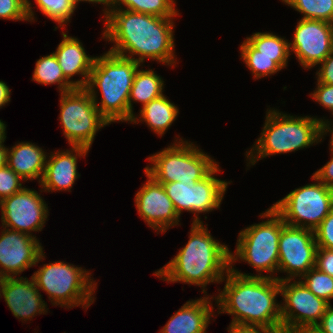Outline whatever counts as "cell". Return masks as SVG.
I'll use <instances>...</instances> for the list:
<instances>
[{
    "instance_id": "cell-10",
    "label": "cell",
    "mask_w": 333,
    "mask_h": 333,
    "mask_svg": "<svg viewBox=\"0 0 333 333\" xmlns=\"http://www.w3.org/2000/svg\"><path fill=\"white\" fill-rule=\"evenodd\" d=\"M60 96L59 119L68 144L90 149L97 131L110 123L97 110L85 88H75Z\"/></svg>"
},
{
    "instance_id": "cell-1",
    "label": "cell",
    "mask_w": 333,
    "mask_h": 333,
    "mask_svg": "<svg viewBox=\"0 0 333 333\" xmlns=\"http://www.w3.org/2000/svg\"><path fill=\"white\" fill-rule=\"evenodd\" d=\"M173 19L132 12L125 8L115 9L104 20L106 28L102 38L114 43L109 51L141 65L148 58L173 67L177 63ZM137 55L139 58H134Z\"/></svg>"
},
{
    "instance_id": "cell-25",
    "label": "cell",
    "mask_w": 333,
    "mask_h": 333,
    "mask_svg": "<svg viewBox=\"0 0 333 333\" xmlns=\"http://www.w3.org/2000/svg\"><path fill=\"white\" fill-rule=\"evenodd\" d=\"M241 58L255 79L274 75L287 66L289 57L255 56V49L244 40L240 45Z\"/></svg>"
},
{
    "instance_id": "cell-30",
    "label": "cell",
    "mask_w": 333,
    "mask_h": 333,
    "mask_svg": "<svg viewBox=\"0 0 333 333\" xmlns=\"http://www.w3.org/2000/svg\"><path fill=\"white\" fill-rule=\"evenodd\" d=\"M299 279L316 297L330 304L333 299V277L314 267Z\"/></svg>"
},
{
    "instance_id": "cell-20",
    "label": "cell",
    "mask_w": 333,
    "mask_h": 333,
    "mask_svg": "<svg viewBox=\"0 0 333 333\" xmlns=\"http://www.w3.org/2000/svg\"><path fill=\"white\" fill-rule=\"evenodd\" d=\"M63 39L53 52L58 60L59 66L65 78L73 84L75 88H85L90 72L96 57L86 54L83 44L72 36L62 32ZM74 75H81L82 79L71 81Z\"/></svg>"
},
{
    "instance_id": "cell-15",
    "label": "cell",
    "mask_w": 333,
    "mask_h": 333,
    "mask_svg": "<svg viewBox=\"0 0 333 333\" xmlns=\"http://www.w3.org/2000/svg\"><path fill=\"white\" fill-rule=\"evenodd\" d=\"M289 49L305 69L320 65L333 50V24L321 20L300 19Z\"/></svg>"
},
{
    "instance_id": "cell-19",
    "label": "cell",
    "mask_w": 333,
    "mask_h": 333,
    "mask_svg": "<svg viewBox=\"0 0 333 333\" xmlns=\"http://www.w3.org/2000/svg\"><path fill=\"white\" fill-rule=\"evenodd\" d=\"M88 151L89 149L83 146H71L70 150L51 152L39 183L43 191L71 190L75 180L79 177L77 159L86 156Z\"/></svg>"
},
{
    "instance_id": "cell-13",
    "label": "cell",
    "mask_w": 333,
    "mask_h": 333,
    "mask_svg": "<svg viewBox=\"0 0 333 333\" xmlns=\"http://www.w3.org/2000/svg\"><path fill=\"white\" fill-rule=\"evenodd\" d=\"M278 271L286 272V278L302 277L315 267L317 243L313 230L283 224L279 237Z\"/></svg>"
},
{
    "instance_id": "cell-16",
    "label": "cell",
    "mask_w": 333,
    "mask_h": 333,
    "mask_svg": "<svg viewBox=\"0 0 333 333\" xmlns=\"http://www.w3.org/2000/svg\"><path fill=\"white\" fill-rule=\"evenodd\" d=\"M0 234V276L16 277L44 260L40 241L29 234L2 227ZM44 252V253H43ZM13 274V275H12Z\"/></svg>"
},
{
    "instance_id": "cell-34",
    "label": "cell",
    "mask_w": 333,
    "mask_h": 333,
    "mask_svg": "<svg viewBox=\"0 0 333 333\" xmlns=\"http://www.w3.org/2000/svg\"><path fill=\"white\" fill-rule=\"evenodd\" d=\"M317 247L333 250V209L314 230Z\"/></svg>"
},
{
    "instance_id": "cell-12",
    "label": "cell",
    "mask_w": 333,
    "mask_h": 333,
    "mask_svg": "<svg viewBox=\"0 0 333 333\" xmlns=\"http://www.w3.org/2000/svg\"><path fill=\"white\" fill-rule=\"evenodd\" d=\"M219 168L217 165L206 177L191 187L182 182L162 184L179 216L183 210L189 211L194 213L193 223H202L198 214L211 212L220 207L230 182L215 177V173L221 172Z\"/></svg>"
},
{
    "instance_id": "cell-36",
    "label": "cell",
    "mask_w": 333,
    "mask_h": 333,
    "mask_svg": "<svg viewBox=\"0 0 333 333\" xmlns=\"http://www.w3.org/2000/svg\"><path fill=\"white\" fill-rule=\"evenodd\" d=\"M315 267L333 277V250L317 247Z\"/></svg>"
},
{
    "instance_id": "cell-35",
    "label": "cell",
    "mask_w": 333,
    "mask_h": 333,
    "mask_svg": "<svg viewBox=\"0 0 333 333\" xmlns=\"http://www.w3.org/2000/svg\"><path fill=\"white\" fill-rule=\"evenodd\" d=\"M316 85L314 93L310 94L311 98L333 114V85L325 83H317Z\"/></svg>"
},
{
    "instance_id": "cell-11",
    "label": "cell",
    "mask_w": 333,
    "mask_h": 333,
    "mask_svg": "<svg viewBox=\"0 0 333 333\" xmlns=\"http://www.w3.org/2000/svg\"><path fill=\"white\" fill-rule=\"evenodd\" d=\"M297 280L280 281V296L284 301L281 304L283 333H310L322 319L329 304L316 297L300 279Z\"/></svg>"
},
{
    "instance_id": "cell-39",
    "label": "cell",
    "mask_w": 333,
    "mask_h": 333,
    "mask_svg": "<svg viewBox=\"0 0 333 333\" xmlns=\"http://www.w3.org/2000/svg\"><path fill=\"white\" fill-rule=\"evenodd\" d=\"M310 333H333V307L328 304L320 322Z\"/></svg>"
},
{
    "instance_id": "cell-31",
    "label": "cell",
    "mask_w": 333,
    "mask_h": 333,
    "mask_svg": "<svg viewBox=\"0 0 333 333\" xmlns=\"http://www.w3.org/2000/svg\"><path fill=\"white\" fill-rule=\"evenodd\" d=\"M39 10L52 21L59 24L61 29L70 22L76 7L71 0H35Z\"/></svg>"
},
{
    "instance_id": "cell-3",
    "label": "cell",
    "mask_w": 333,
    "mask_h": 333,
    "mask_svg": "<svg viewBox=\"0 0 333 333\" xmlns=\"http://www.w3.org/2000/svg\"><path fill=\"white\" fill-rule=\"evenodd\" d=\"M204 223H192L189 240L178 254L154 275L163 281L201 286L223 282L230 269V249L215 240Z\"/></svg>"
},
{
    "instance_id": "cell-26",
    "label": "cell",
    "mask_w": 333,
    "mask_h": 333,
    "mask_svg": "<svg viewBox=\"0 0 333 333\" xmlns=\"http://www.w3.org/2000/svg\"><path fill=\"white\" fill-rule=\"evenodd\" d=\"M32 76V81H36L38 84L51 85L57 83L60 93L75 89L73 84L65 78L54 53L37 60Z\"/></svg>"
},
{
    "instance_id": "cell-24",
    "label": "cell",
    "mask_w": 333,
    "mask_h": 333,
    "mask_svg": "<svg viewBox=\"0 0 333 333\" xmlns=\"http://www.w3.org/2000/svg\"><path fill=\"white\" fill-rule=\"evenodd\" d=\"M164 81L162 77L154 72L152 69L144 70L137 69L129 97V122L133 116V101L141 102L142 107L148 104L153 99L163 95Z\"/></svg>"
},
{
    "instance_id": "cell-17",
    "label": "cell",
    "mask_w": 333,
    "mask_h": 333,
    "mask_svg": "<svg viewBox=\"0 0 333 333\" xmlns=\"http://www.w3.org/2000/svg\"><path fill=\"white\" fill-rule=\"evenodd\" d=\"M145 174L148 179L135 195V206L139 216L150 228L164 233L179 224L180 216L163 185Z\"/></svg>"
},
{
    "instance_id": "cell-33",
    "label": "cell",
    "mask_w": 333,
    "mask_h": 333,
    "mask_svg": "<svg viewBox=\"0 0 333 333\" xmlns=\"http://www.w3.org/2000/svg\"><path fill=\"white\" fill-rule=\"evenodd\" d=\"M24 181L7 165L0 168V201L20 192L24 187L20 181Z\"/></svg>"
},
{
    "instance_id": "cell-4",
    "label": "cell",
    "mask_w": 333,
    "mask_h": 333,
    "mask_svg": "<svg viewBox=\"0 0 333 333\" xmlns=\"http://www.w3.org/2000/svg\"><path fill=\"white\" fill-rule=\"evenodd\" d=\"M140 66L135 60L111 51L96 56L85 89L91 95L97 110L110 124L129 121L131 87ZM97 88L101 93V104L97 103Z\"/></svg>"
},
{
    "instance_id": "cell-23",
    "label": "cell",
    "mask_w": 333,
    "mask_h": 333,
    "mask_svg": "<svg viewBox=\"0 0 333 333\" xmlns=\"http://www.w3.org/2000/svg\"><path fill=\"white\" fill-rule=\"evenodd\" d=\"M179 109L163 94L145 104L139 113V118L133 116L131 123L145 122L153 132L162 137L176 120Z\"/></svg>"
},
{
    "instance_id": "cell-45",
    "label": "cell",
    "mask_w": 333,
    "mask_h": 333,
    "mask_svg": "<svg viewBox=\"0 0 333 333\" xmlns=\"http://www.w3.org/2000/svg\"><path fill=\"white\" fill-rule=\"evenodd\" d=\"M5 279H6V277L0 276V297L3 296L1 294H3V291H4Z\"/></svg>"
},
{
    "instance_id": "cell-7",
    "label": "cell",
    "mask_w": 333,
    "mask_h": 333,
    "mask_svg": "<svg viewBox=\"0 0 333 333\" xmlns=\"http://www.w3.org/2000/svg\"><path fill=\"white\" fill-rule=\"evenodd\" d=\"M178 140L149 156L147 160L152 164L145 167L144 172L161 184L182 182L191 187L206 177L218 162L192 142L183 141V138Z\"/></svg>"
},
{
    "instance_id": "cell-43",
    "label": "cell",
    "mask_w": 333,
    "mask_h": 333,
    "mask_svg": "<svg viewBox=\"0 0 333 333\" xmlns=\"http://www.w3.org/2000/svg\"><path fill=\"white\" fill-rule=\"evenodd\" d=\"M7 147L4 146V142L0 143V168L7 165Z\"/></svg>"
},
{
    "instance_id": "cell-46",
    "label": "cell",
    "mask_w": 333,
    "mask_h": 333,
    "mask_svg": "<svg viewBox=\"0 0 333 333\" xmlns=\"http://www.w3.org/2000/svg\"><path fill=\"white\" fill-rule=\"evenodd\" d=\"M331 127H333V126H331ZM330 126H327L326 128H325V132H326V134L328 133V132H330L332 135H331V139L333 140V128H331Z\"/></svg>"
},
{
    "instance_id": "cell-40",
    "label": "cell",
    "mask_w": 333,
    "mask_h": 333,
    "mask_svg": "<svg viewBox=\"0 0 333 333\" xmlns=\"http://www.w3.org/2000/svg\"><path fill=\"white\" fill-rule=\"evenodd\" d=\"M229 333H283L282 330L269 329L263 326H251L231 324L229 325Z\"/></svg>"
},
{
    "instance_id": "cell-32",
    "label": "cell",
    "mask_w": 333,
    "mask_h": 333,
    "mask_svg": "<svg viewBox=\"0 0 333 333\" xmlns=\"http://www.w3.org/2000/svg\"><path fill=\"white\" fill-rule=\"evenodd\" d=\"M30 0H0V18L19 21H34Z\"/></svg>"
},
{
    "instance_id": "cell-21",
    "label": "cell",
    "mask_w": 333,
    "mask_h": 333,
    "mask_svg": "<svg viewBox=\"0 0 333 333\" xmlns=\"http://www.w3.org/2000/svg\"><path fill=\"white\" fill-rule=\"evenodd\" d=\"M202 297L187 301L160 330L159 333H206L210 318L215 316L212 312L211 299Z\"/></svg>"
},
{
    "instance_id": "cell-41",
    "label": "cell",
    "mask_w": 333,
    "mask_h": 333,
    "mask_svg": "<svg viewBox=\"0 0 333 333\" xmlns=\"http://www.w3.org/2000/svg\"><path fill=\"white\" fill-rule=\"evenodd\" d=\"M10 94L11 90L9 89L7 84L0 80V108L10 102Z\"/></svg>"
},
{
    "instance_id": "cell-38",
    "label": "cell",
    "mask_w": 333,
    "mask_h": 333,
    "mask_svg": "<svg viewBox=\"0 0 333 333\" xmlns=\"http://www.w3.org/2000/svg\"><path fill=\"white\" fill-rule=\"evenodd\" d=\"M330 140L331 159L323 167L317 170L313 176L327 187L333 189V140Z\"/></svg>"
},
{
    "instance_id": "cell-8",
    "label": "cell",
    "mask_w": 333,
    "mask_h": 333,
    "mask_svg": "<svg viewBox=\"0 0 333 333\" xmlns=\"http://www.w3.org/2000/svg\"><path fill=\"white\" fill-rule=\"evenodd\" d=\"M90 276L89 271L64 261L44 264L32 275L38 290L45 291L53 305L84 309L95 301L97 284Z\"/></svg>"
},
{
    "instance_id": "cell-14",
    "label": "cell",
    "mask_w": 333,
    "mask_h": 333,
    "mask_svg": "<svg viewBox=\"0 0 333 333\" xmlns=\"http://www.w3.org/2000/svg\"><path fill=\"white\" fill-rule=\"evenodd\" d=\"M37 191L24 188L0 201L2 227L32 235L42 231L48 218V207Z\"/></svg>"
},
{
    "instance_id": "cell-29",
    "label": "cell",
    "mask_w": 333,
    "mask_h": 333,
    "mask_svg": "<svg viewBox=\"0 0 333 333\" xmlns=\"http://www.w3.org/2000/svg\"><path fill=\"white\" fill-rule=\"evenodd\" d=\"M303 14V19L321 20L333 24V0H282Z\"/></svg>"
},
{
    "instance_id": "cell-18",
    "label": "cell",
    "mask_w": 333,
    "mask_h": 333,
    "mask_svg": "<svg viewBox=\"0 0 333 333\" xmlns=\"http://www.w3.org/2000/svg\"><path fill=\"white\" fill-rule=\"evenodd\" d=\"M6 277L3 298L12 314L22 321L46 314L47 303L42 299L33 277Z\"/></svg>"
},
{
    "instance_id": "cell-27",
    "label": "cell",
    "mask_w": 333,
    "mask_h": 333,
    "mask_svg": "<svg viewBox=\"0 0 333 333\" xmlns=\"http://www.w3.org/2000/svg\"><path fill=\"white\" fill-rule=\"evenodd\" d=\"M276 35L270 32H256L245 40L255 49V56L290 57L288 40Z\"/></svg>"
},
{
    "instance_id": "cell-47",
    "label": "cell",
    "mask_w": 333,
    "mask_h": 333,
    "mask_svg": "<svg viewBox=\"0 0 333 333\" xmlns=\"http://www.w3.org/2000/svg\"><path fill=\"white\" fill-rule=\"evenodd\" d=\"M82 0H71V2L73 3V5L75 7H77L78 3L81 2Z\"/></svg>"
},
{
    "instance_id": "cell-28",
    "label": "cell",
    "mask_w": 333,
    "mask_h": 333,
    "mask_svg": "<svg viewBox=\"0 0 333 333\" xmlns=\"http://www.w3.org/2000/svg\"><path fill=\"white\" fill-rule=\"evenodd\" d=\"M115 9L149 14L157 17H176L180 15L175 8V0H114ZM122 5V7H121ZM119 6V7H118Z\"/></svg>"
},
{
    "instance_id": "cell-6",
    "label": "cell",
    "mask_w": 333,
    "mask_h": 333,
    "mask_svg": "<svg viewBox=\"0 0 333 333\" xmlns=\"http://www.w3.org/2000/svg\"><path fill=\"white\" fill-rule=\"evenodd\" d=\"M260 217L269 219L258 224H252L240 231L236 251L233 254L230 252V268L242 276L275 279L273 273L278 272V243L284 221L272 207L261 213ZM238 259L247 262L259 273L249 275L234 269L232 263ZM263 271L268 272V275H262Z\"/></svg>"
},
{
    "instance_id": "cell-2",
    "label": "cell",
    "mask_w": 333,
    "mask_h": 333,
    "mask_svg": "<svg viewBox=\"0 0 333 333\" xmlns=\"http://www.w3.org/2000/svg\"><path fill=\"white\" fill-rule=\"evenodd\" d=\"M223 281V291L215 298L218 314L233 316L231 324L282 330L281 303L276 302V296L281 294L279 280L242 276L230 268Z\"/></svg>"
},
{
    "instance_id": "cell-5",
    "label": "cell",
    "mask_w": 333,
    "mask_h": 333,
    "mask_svg": "<svg viewBox=\"0 0 333 333\" xmlns=\"http://www.w3.org/2000/svg\"><path fill=\"white\" fill-rule=\"evenodd\" d=\"M265 123L260 137L250 151L246 152L247 166L269 155L298 151L321 142L326 135L325 128L330 121L310 116L294 117L277 109H267ZM251 164V165H249Z\"/></svg>"
},
{
    "instance_id": "cell-37",
    "label": "cell",
    "mask_w": 333,
    "mask_h": 333,
    "mask_svg": "<svg viewBox=\"0 0 333 333\" xmlns=\"http://www.w3.org/2000/svg\"><path fill=\"white\" fill-rule=\"evenodd\" d=\"M320 64L316 72L317 83L333 85V50Z\"/></svg>"
},
{
    "instance_id": "cell-9",
    "label": "cell",
    "mask_w": 333,
    "mask_h": 333,
    "mask_svg": "<svg viewBox=\"0 0 333 333\" xmlns=\"http://www.w3.org/2000/svg\"><path fill=\"white\" fill-rule=\"evenodd\" d=\"M312 180L316 183L294 189L271 206L285 224L314 231L333 209V189L313 175Z\"/></svg>"
},
{
    "instance_id": "cell-22",
    "label": "cell",
    "mask_w": 333,
    "mask_h": 333,
    "mask_svg": "<svg viewBox=\"0 0 333 333\" xmlns=\"http://www.w3.org/2000/svg\"><path fill=\"white\" fill-rule=\"evenodd\" d=\"M47 158L46 152L32 142H19L7 149V166L24 181L39 178L40 183Z\"/></svg>"
},
{
    "instance_id": "cell-42",
    "label": "cell",
    "mask_w": 333,
    "mask_h": 333,
    "mask_svg": "<svg viewBox=\"0 0 333 333\" xmlns=\"http://www.w3.org/2000/svg\"><path fill=\"white\" fill-rule=\"evenodd\" d=\"M88 1L90 3H99V4H104L106 6L104 11L105 18L104 20L115 10V1L114 0H82Z\"/></svg>"
},
{
    "instance_id": "cell-44",
    "label": "cell",
    "mask_w": 333,
    "mask_h": 333,
    "mask_svg": "<svg viewBox=\"0 0 333 333\" xmlns=\"http://www.w3.org/2000/svg\"><path fill=\"white\" fill-rule=\"evenodd\" d=\"M6 125L0 120V143L6 140Z\"/></svg>"
}]
</instances>
